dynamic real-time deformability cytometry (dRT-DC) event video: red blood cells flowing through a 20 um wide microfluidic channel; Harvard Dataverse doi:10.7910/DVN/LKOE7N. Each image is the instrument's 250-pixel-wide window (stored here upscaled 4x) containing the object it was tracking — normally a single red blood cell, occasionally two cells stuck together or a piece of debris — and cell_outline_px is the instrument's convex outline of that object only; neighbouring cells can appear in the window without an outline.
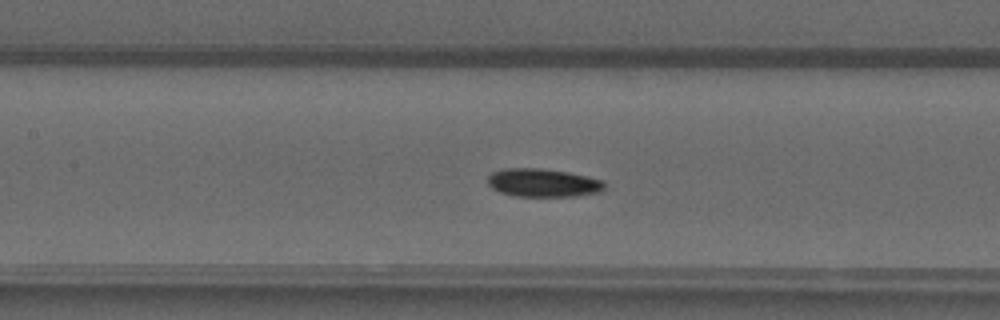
{"species": "common noctule bat (a hibernating species)", "species_latin": "Nyctalus noctula", "temperature_condition": "warm", "stored_images_in_passage": 50, "camera_frame_rate_fps": 3000, "um_per_image_px": 0.085, "animal": {"sex": "male", "forearm_length_mm": 52.5}, "frame": {"image": 1, "passage_image": 23, "time_ms": 7.333, "image_size_px": [1000, 320], "cell_outline_px": [[604, 188], [600, 192], [576, 196], [516, 196], [500, 192], [492, 188], [488, 184], [488, 176], [492, 172], [504, 168], [540, 168], [568, 172], [588, 176], [604, 180]], "centroid_in_image_um": [46.16, 15.53], "position_along_channel_um": 161.2, "area_um2": 19.31}}
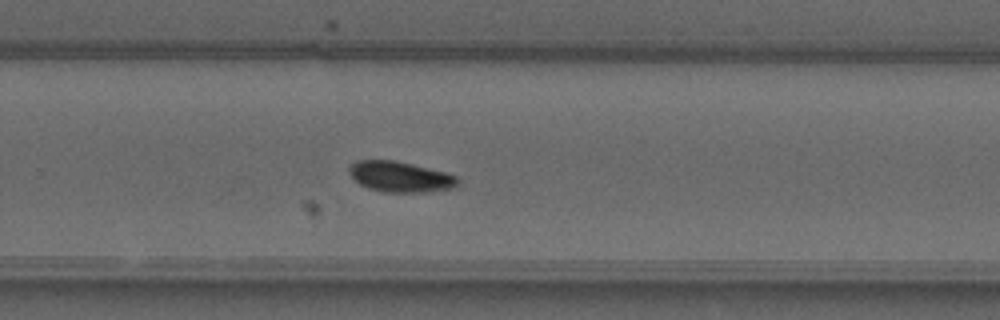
{"frame": {"image": 2, "passage_image": 33, "time_ms": 10.667, "image_size_px": [1000, 320], "cell_outline_px": [[460, 180], [456, 188], [424, 192], [384, 192], [368, 188], [360, 184], [348, 172], [348, 168], [356, 160], [392, 160], [412, 164], [444, 172], [456, 176]], "centroid_in_image_um": [34.03, 15.03], "position_along_channel_um": 295.8, "area_um2": 19.31}}
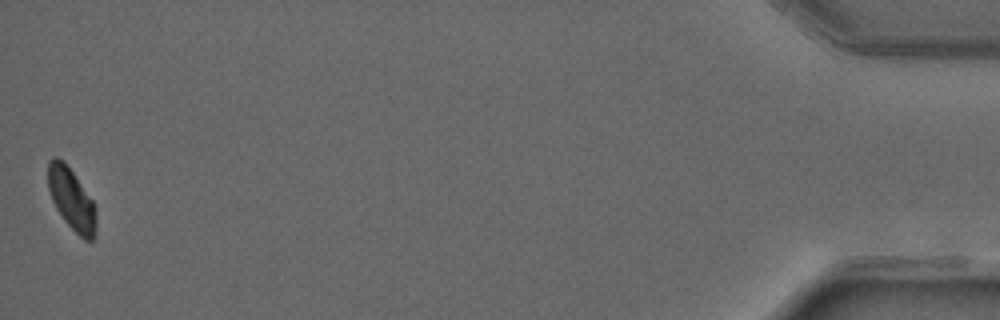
{"frame": {"image": 3, "passage_image": 50, "time_ms": 16.333, "image_size_px": [1000, 320], "cell_outline_px": [[96, 228], [92, 240], [84, 240], [64, 220], [56, 208], [52, 200], [48, 188], [48, 160], [52, 156], [56, 156], [64, 160], [92, 200], [96, 212]], "centroid_in_image_um": [6.06, 16.89], "position_along_channel_um": 429.1, "area_um2": 17.17}, "authors_computed_cell_mechanics": {"area_um2": 18.3804, "velocity_mm_per_s": 4.0546, "shape_relaxation_time_tau1_ms": 5.7162, "shape_relaxation_time_tau2_ms": null, "deformation_change_tau1": 0.1387, "deformation_change_tau2": null}}